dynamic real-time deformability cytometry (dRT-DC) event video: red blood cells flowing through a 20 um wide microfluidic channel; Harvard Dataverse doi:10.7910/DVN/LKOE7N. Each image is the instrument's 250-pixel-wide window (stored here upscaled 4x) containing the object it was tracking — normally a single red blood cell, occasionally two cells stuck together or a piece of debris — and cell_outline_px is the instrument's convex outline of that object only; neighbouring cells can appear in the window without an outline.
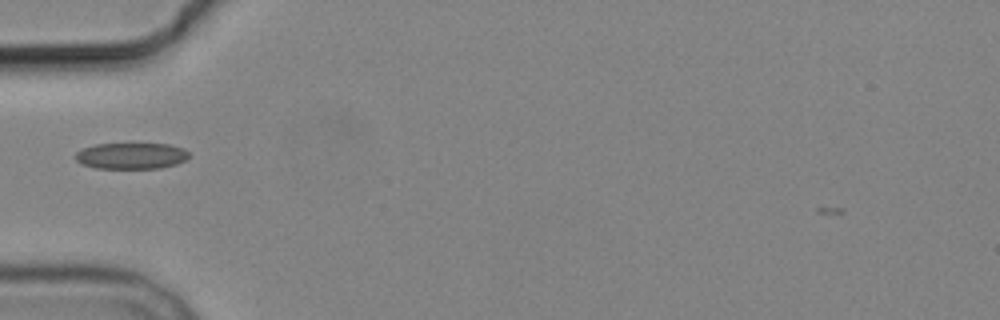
{"species": "common noctule bat (a hibernating species)", "species_latin": "Nyctalus noctula", "temperature_condition": "cold", "stored_images_in_passage": 4, "camera_frame_rate_fps": 3000, "um_per_image_px": 0.085, "animal": {"sex": "male", "body_mass_g": 19.2, "forearm_length_mm": 51.8}, "frame": {"image": 1, "passage_image": 1, "time_ms": 0.0, "image_size_px": [1000, 320], "cell_outline_px": [[188, 156], [184, 160], [176, 164], [160, 168], [92, 168], [80, 164], [76, 160], [76, 152], [84, 148], [96, 144], [168, 144], [184, 148], [188, 152]], "centroid_in_image_um": [11.13, 13.25], "position_along_channel_um": 73.9, "area_um2": 17.28}}
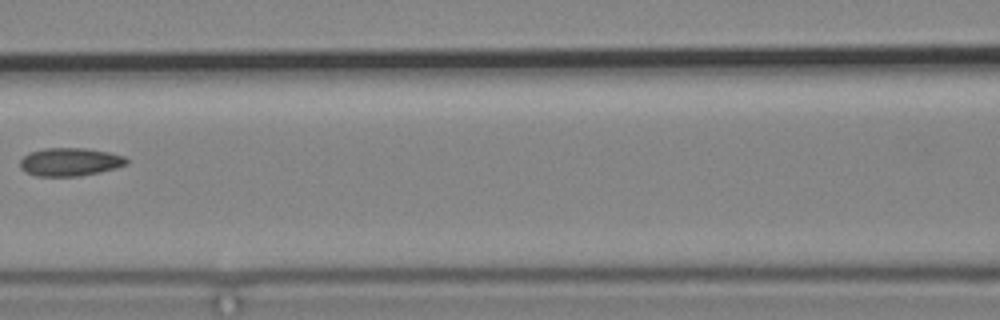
{"frame": {"image": 2, "passage_image": 3, "time_ms": 2.333, "image_size_px": [1000, 320], "cell_outline_px": [[128, 164], [116, 168], [100, 172], [76, 176], [36, 176], [20, 168], [20, 160], [24, 156], [32, 152], [44, 148], [84, 148], [108, 152], [124, 156], [128, 160]], "centroid_in_image_um": [5.97, 13.76], "position_along_channel_um": 160.6, "area_um2": 17.34}}
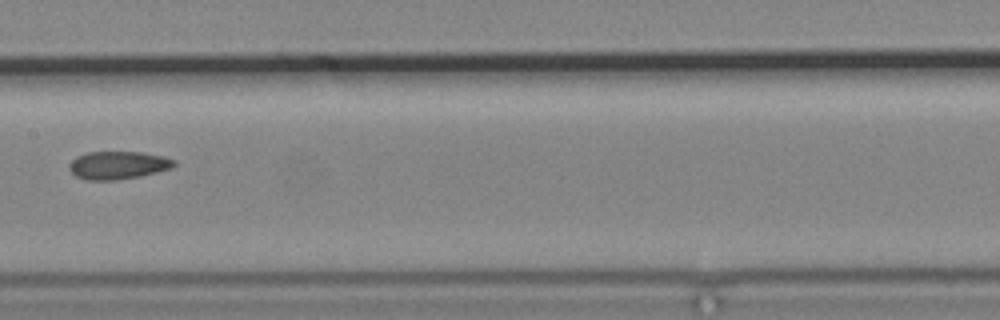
{"frame": {"image": 3, "passage_image": 4, "time_ms": 3.333, "image_size_px": [1000, 320], "cell_outline_px": [[176, 164], [172, 168], [140, 176], [116, 180], [88, 180], [76, 176], [68, 168], [72, 160], [76, 156], [88, 152], [140, 152], [164, 156], [176, 160]], "centroid_in_image_um": [10.05, 14.04], "position_along_channel_um": 197.4, "area_um2": 17.05}}